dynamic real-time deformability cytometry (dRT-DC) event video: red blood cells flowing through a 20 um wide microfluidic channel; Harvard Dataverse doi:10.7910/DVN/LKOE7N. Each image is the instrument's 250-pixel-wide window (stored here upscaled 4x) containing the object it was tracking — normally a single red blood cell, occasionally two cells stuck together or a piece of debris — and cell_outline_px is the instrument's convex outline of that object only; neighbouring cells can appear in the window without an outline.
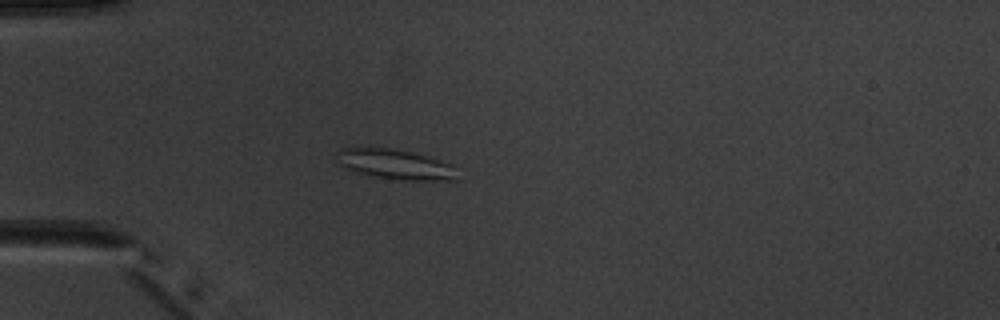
{"species": "common noctule bat (a hibernating species)", "species_latin": "Nyctalus noctula", "temperature_condition": "warm", "stored_images_in_passage": 4, "camera_frame_rate_fps": 3000, "um_per_image_px": 0.085, "animal": {"sex": "male", "body_mass_g": 20.1, "forearm_length_mm": 53.5}, "frame": {"image": 1, "passage_image": 3, "time_ms": 5.0, "image_size_px": [1000, 320], "cell_outline_px": [[460, 180], [396, 180], [368, 176], [356, 172], [336, 164], [336, 152], [340, 148], [368, 144], [392, 148], [412, 152], [452, 164]], "centroid_in_image_um": [33.47, 13.93], "position_along_channel_um": 51.5, "area_um2": 22.14}}